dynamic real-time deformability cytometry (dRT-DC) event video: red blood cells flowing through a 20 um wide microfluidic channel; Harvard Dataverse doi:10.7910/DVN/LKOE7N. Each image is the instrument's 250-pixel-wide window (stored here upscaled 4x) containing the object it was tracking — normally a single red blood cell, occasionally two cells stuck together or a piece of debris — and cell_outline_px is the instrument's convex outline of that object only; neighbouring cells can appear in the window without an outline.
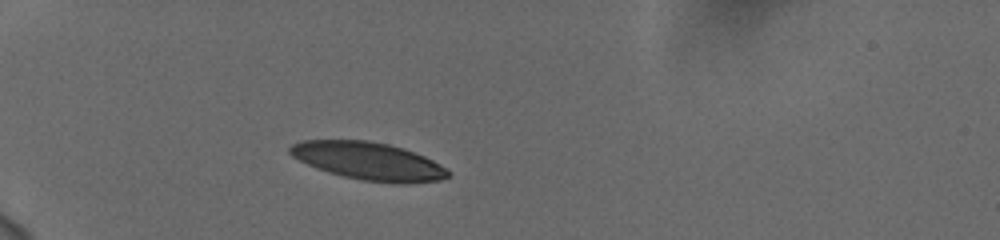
{"species": "human", "species_latin": "Homo sapiens", "temperature_condition": "cold", "stored_images_in_passage": 39, "camera_frame_rate_fps": 3000, "um_per_image_px": 0.085, "donor": {"sex": "female"}, "frame": {"image": 1, "passage_image": 1, "time_ms": 0.0, "image_size_px": [1000, 240], "cell_outline_px": [[448, 176], [440, 180], [400, 184], [360, 180], [328, 172], [316, 168], [292, 156], [288, 152], [288, 148], [292, 144], [300, 140], [368, 140], [388, 144], [404, 148], [424, 156], [448, 168]], "centroid_in_image_um": [31.31, 13.68], "position_along_channel_um": 53.7, "area_um2": 34.8}}
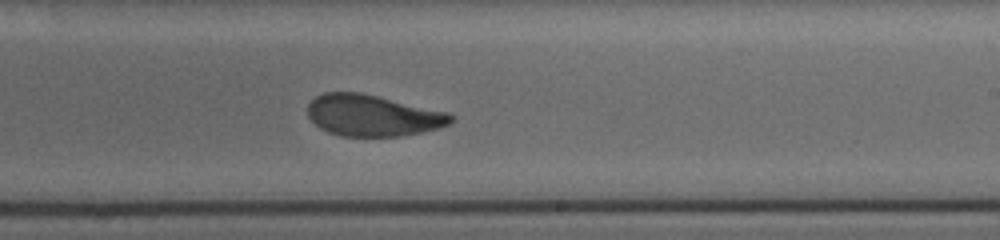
{"frame": {"image": 2, "passage_image": 20, "time_ms": 6.333, "image_size_px": [1000, 240], "cell_outline_px": [[456, 120], [452, 124], [440, 128], [400, 136], [340, 136], [328, 132], [320, 128], [308, 116], [308, 104], [316, 96], [324, 92], [360, 92], [448, 112], [456, 116]], "centroid_in_image_um": [31.72, 9.82], "position_along_channel_um": 257.3, "area_um2": 34.68}}
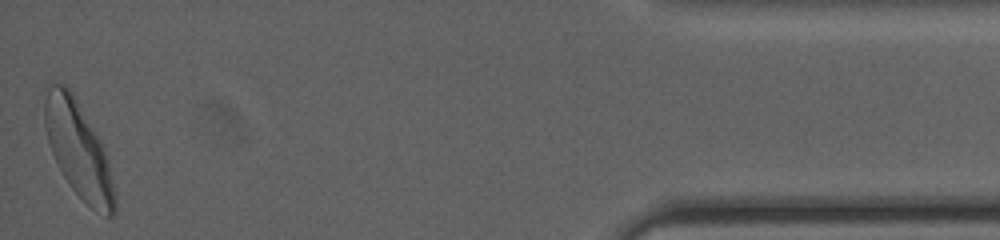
{"frame": {"image": 3, "passage_image": 39, "time_ms": 12.667, "image_size_px": [1000, 240], "cell_outline_px": [[116, 212], [112, 216], [108, 216], [92, 208], [72, 188], [64, 176], [52, 152], [44, 128], [44, 84], [64, 84], [72, 92], [100, 140], [104, 148], [108, 160], [116, 196]], "centroid_in_image_um": [6.65, 12.68], "position_along_channel_um": 428.6, "area_um2": 38.78}, "authors_computed_cell_mechanics": {"area_um2": 36.1828, "velocity_mm_per_s": 3.7189, "shape_relaxation_time_tau1_ms": 5.3268, "shape_relaxation_time_tau2_ms": 1.5261, "deformation_change_tau1": 0.1844, "deformation_change_tau2": 0.0782}}